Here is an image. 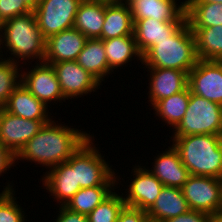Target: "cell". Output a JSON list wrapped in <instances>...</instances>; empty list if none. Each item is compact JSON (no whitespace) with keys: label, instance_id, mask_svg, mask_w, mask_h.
I'll use <instances>...</instances> for the list:
<instances>
[{"label":"cell","instance_id":"1","mask_svg":"<svg viewBox=\"0 0 222 222\" xmlns=\"http://www.w3.org/2000/svg\"><path fill=\"white\" fill-rule=\"evenodd\" d=\"M82 130V131H81ZM72 128L65 123L51 120L44 124L15 155L18 160L37 163L48 170L66 162L91 136L83 129Z\"/></svg>","mask_w":222,"mask_h":222},{"label":"cell","instance_id":"2","mask_svg":"<svg viewBox=\"0 0 222 222\" xmlns=\"http://www.w3.org/2000/svg\"><path fill=\"white\" fill-rule=\"evenodd\" d=\"M5 48V50H4ZM46 38L37 25L33 11L31 13L16 16L4 22L3 33L0 37V57L3 58L9 52L10 60L22 66L34 60L35 63L44 62ZM3 49V50H2ZM16 58V59H15ZM29 60H32L29 62ZM26 61L28 63H26ZM23 63V64H22Z\"/></svg>","mask_w":222,"mask_h":222},{"label":"cell","instance_id":"3","mask_svg":"<svg viewBox=\"0 0 222 222\" xmlns=\"http://www.w3.org/2000/svg\"><path fill=\"white\" fill-rule=\"evenodd\" d=\"M190 175L222 179L221 135L169 136Z\"/></svg>","mask_w":222,"mask_h":222},{"label":"cell","instance_id":"4","mask_svg":"<svg viewBox=\"0 0 222 222\" xmlns=\"http://www.w3.org/2000/svg\"><path fill=\"white\" fill-rule=\"evenodd\" d=\"M195 37L187 20L168 38L142 54L146 68L183 70L189 73L198 61Z\"/></svg>","mask_w":222,"mask_h":222},{"label":"cell","instance_id":"5","mask_svg":"<svg viewBox=\"0 0 222 222\" xmlns=\"http://www.w3.org/2000/svg\"><path fill=\"white\" fill-rule=\"evenodd\" d=\"M94 136H91L79 147V149L66 161L74 170L76 185L80 188L95 186H117V175L112 165L99 152L100 147L94 144Z\"/></svg>","mask_w":222,"mask_h":222},{"label":"cell","instance_id":"6","mask_svg":"<svg viewBox=\"0 0 222 222\" xmlns=\"http://www.w3.org/2000/svg\"><path fill=\"white\" fill-rule=\"evenodd\" d=\"M170 132L172 136L221 135L222 105L190 92L186 113L178 126Z\"/></svg>","mask_w":222,"mask_h":222},{"label":"cell","instance_id":"7","mask_svg":"<svg viewBox=\"0 0 222 222\" xmlns=\"http://www.w3.org/2000/svg\"><path fill=\"white\" fill-rule=\"evenodd\" d=\"M81 2L82 0H41L33 13L43 36L47 39L73 28Z\"/></svg>","mask_w":222,"mask_h":222},{"label":"cell","instance_id":"8","mask_svg":"<svg viewBox=\"0 0 222 222\" xmlns=\"http://www.w3.org/2000/svg\"><path fill=\"white\" fill-rule=\"evenodd\" d=\"M181 189L190 210L210 215L222 210V179L189 175Z\"/></svg>","mask_w":222,"mask_h":222},{"label":"cell","instance_id":"9","mask_svg":"<svg viewBox=\"0 0 222 222\" xmlns=\"http://www.w3.org/2000/svg\"><path fill=\"white\" fill-rule=\"evenodd\" d=\"M34 64L30 70L26 67L27 72L24 69L21 71V83L47 107L52 105V101L55 104L65 102L67 99L62 93L54 67L46 62Z\"/></svg>","mask_w":222,"mask_h":222},{"label":"cell","instance_id":"10","mask_svg":"<svg viewBox=\"0 0 222 222\" xmlns=\"http://www.w3.org/2000/svg\"><path fill=\"white\" fill-rule=\"evenodd\" d=\"M142 165V166H141ZM143 164L138 163V166L132 168L129 185H125L127 189L124 190L126 195L122 193L125 205L136 207L147 211L155 202L159 195L163 184L156 178Z\"/></svg>","mask_w":222,"mask_h":222},{"label":"cell","instance_id":"11","mask_svg":"<svg viewBox=\"0 0 222 222\" xmlns=\"http://www.w3.org/2000/svg\"><path fill=\"white\" fill-rule=\"evenodd\" d=\"M190 92L222 105V61L198 60L188 73Z\"/></svg>","mask_w":222,"mask_h":222},{"label":"cell","instance_id":"12","mask_svg":"<svg viewBox=\"0 0 222 222\" xmlns=\"http://www.w3.org/2000/svg\"><path fill=\"white\" fill-rule=\"evenodd\" d=\"M52 66L67 100L94 93L103 85L76 61H62L53 63Z\"/></svg>","mask_w":222,"mask_h":222},{"label":"cell","instance_id":"13","mask_svg":"<svg viewBox=\"0 0 222 222\" xmlns=\"http://www.w3.org/2000/svg\"><path fill=\"white\" fill-rule=\"evenodd\" d=\"M49 122L25 119L0 108V141L16 155Z\"/></svg>","mask_w":222,"mask_h":222},{"label":"cell","instance_id":"14","mask_svg":"<svg viewBox=\"0 0 222 222\" xmlns=\"http://www.w3.org/2000/svg\"><path fill=\"white\" fill-rule=\"evenodd\" d=\"M148 102L153 107L159 100L170 97L188 87V73L183 70L147 68Z\"/></svg>","mask_w":222,"mask_h":222},{"label":"cell","instance_id":"15","mask_svg":"<svg viewBox=\"0 0 222 222\" xmlns=\"http://www.w3.org/2000/svg\"><path fill=\"white\" fill-rule=\"evenodd\" d=\"M87 37L75 28L61 31L46 39L44 62L76 61L84 48Z\"/></svg>","mask_w":222,"mask_h":222},{"label":"cell","instance_id":"16","mask_svg":"<svg viewBox=\"0 0 222 222\" xmlns=\"http://www.w3.org/2000/svg\"><path fill=\"white\" fill-rule=\"evenodd\" d=\"M42 186L45 187L49 197L57 201L58 206H65L67 202L81 189L76 185L75 170L67 163L62 162L43 173Z\"/></svg>","mask_w":222,"mask_h":222},{"label":"cell","instance_id":"17","mask_svg":"<svg viewBox=\"0 0 222 222\" xmlns=\"http://www.w3.org/2000/svg\"><path fill=\"white\" fill-rule=\"evenodd\" d=\"M179 0H125L133 20L153 18L157 21H186V8Z\"/></svg>","mask_w":222,"mask_h":222},{"label":"cell","instance_id":"18","mask_svg":"<svg viewBox=\"0 0 222 222\" xmlns=\"http://www.w3.org/2000/svg\"><path fill=\"white\" fill-rule=\"evenodd\" d=\"M152 168L147 169L158 178L164 186L182 188L189 177L186 166L182 163L181 158L171 144L162 153L154 156Z\"/></svg>","mask_w":222,"mask_h":222},{"label":"cell","instance_id":"19","mask_svg":"<svg viewBox=\"0 0 222 222\" xmlns=\"http://www.w3.org/2000/svg\"><path fill=\"white\" fill-rule=\"evenodd\" d=\"M3 109L12 115L36 121H51L53 117L50 116L52 114L48 107L30 93L22 83L9 96Z\"/></svg>","mask_w":222,"mask_h":222},{"label":"cell","instance_id":"20","mask_svg":"<svg viewBox=\"0 0 222 222\" xmlns=\"http://www.w3.org/2000/svg\"><path fill=\"white\" fill-rule=\"evenodd\" d=\"M133 35L139 51L143 54L158 41L168 39L185 21H157L153 18L133 20Z\"/></svg>","mask_w":222,"mask_h":222},{"label":"cell","instance_id":"21","mask_svg":"<svg viewBox=\"0 0 222 222\" xmlns=\"http://www.w3.org/2000/svg\"><path fill=\"white\" fill-rule=\"evenodd\" d=\"M189 210L182 189L163 186L154 204L146 212L150 221L164 222Z\"/></svg>","mask_w":222,"mask_h":222},{"label":"cell","instance_id":"22","mask_svg":"<svg viewBox=\"0 0 222 222\" xmlns=\"http://www.w3.org/2000/svg\"><path fill=\"white\" fill-rule=\"evenodd\" d=\"M133 28L132 14L125 1L105 2L104 24L101 30L102 40L133 35Z\"/></svg>","mask_w":222,"mask_h":222},{"label":"cell","instance_id":"23","mask_svg":"<svg viewBox=\"0 0 222 222\" xmlns=\"http://www.w3.org/2000/svg\"><path fill=\"white\" fill-rule=\"evenodd\" d=\"M104 16L105 1L82 0L75 15L73 28L88 39H101Z\"/></svg>","mask_w":222,"mask_h":222},{"label":"cell","instance_id":"24","mask_svg":"<svg viewBox=\"0 0 222 222\" xmlns=\"http://www.w3.org/2000/svg\"><path fill=\"white\" fill-rule=\"evenodd\" d=\"M76 62L101 84L105 82V78H109L110 73L112 74V71L108 67L102 39H87Z\"/></svg>","mask_w":222,"mask_h":222},{"label":"cell","instance_id":"25","mask_svg":"<svg viewBox=\"0 0 222 222\" xmlns=\"http://www.w3.org/2000/svg\"><path fill=\"white\" fill-rule=\"evenodd\" d=\"M105 53L109 69H119L121 66L128 65L130 61H140L142 64V53L139 51L134 35L121 36L103 40Z\"/></svg>","mask_w":222,"mask_h":222},{"label":"cell","instance_id":"26","mask_svg":"<svg viewBox=\"0 0 222 222\" xmlns=\"http://www.w3.org/2000/svg\"><path fill=\"white\" fill-rule=\"evenodd\" d=\"M199 60L222 61V25L191 28Z\"/></svg>","mask_w":222,"mask_h":222},{"label":"cell","instance_id":"27","mask_svg":"<svg viewBox=\"0 0 222 222\" xmlns=\"http://www.w3.org/2000/svg\"><path fill=\"white\" fill-rule=\"evenodd\" d=\"M189 100L190 89L187 87L183 91L159 100L152 108L154 109L156 116L161 118L162 122L168 124L167 126L170 125V130H174L182 121L186 113Z\"/></svg>","mask_w":222,"mask_h":222},{"label":"cell","instance_id":"28","mask_svg":"<svg viewBox=\"0 0 222 222\" xmlns=\"http://www.w3.org/2000/svg\"><path fill=\"white\" fill-rule=\"evenodd\" d=\"M117 174V186H95L91 188H81L65 205L71 211L88 215L106 197L120 186V175ZM120 181V182H119Z\"/></svg>","mask_w":222,"mask_h":222},{"label":"cell","instance_id":"29","mask_svg":"<svg viewBox=\"0 0 222 222\" xmlns=\"http://www.w3.org/2000/svg\"><path fill=\"white\" fill-rule=\"evenodd\" d=\"M190 28H208L222 25V3L192 2L186 7Z\"/></svg>","mask_w":222,"mask_h":222},{"label":"cell","instance_id":"30","mask_svg":"<svg viewBox=\"0 0 222 222\" xmlns=\"http://www.w3.org/2000/svg\"><path fill=\"white\" fill-rule=\"evenodd\" d=\"M22 69L20 64L0 57V108H3L9 96L21 83Z\"/></svg>","mask_w":222,"mask_h":222},{"label":"cell","instance_id":"31","mask_svg":"<svg viewBox=\"0 0 222 222\" xmlns=\"http://www.w3.org/2000/svg\"><path fill=\"white\" fill-rule=\"evenodd\" d=\"M14 183L7 182L2 192H0V222H27L23 207L20 206V202L17 201L14 191ZM12 184V185H11ZM19 202V203H18Z\"/></svg>","mask_w":222,"mask_h":222},{"label":"cell","instance_id":"32","mask_svg":"<svg viewBox=\"0 0 222 222\" xmlns=\"http://www.w3.org/2000/svg\"><path fill=\"white\" fill-rule=\"evenodd\" d=\"M124 205L122 194L114 190L87 215L88 222H116Z\"/></svg>","mask_w":222,"mask_h":222},{"label":"cell","instance_id":"33","mask_svg":"<svg viewBox=\"0 0 222 222\" xmlns=\"http://www.w3.org/2000/svg\"><path fill=\"white\" fill-rule=\"evenodd\" d=\"M31 12L23 0H0V19L3 22Z\"/></svg>","mask_w":222,"mask_h":222},{"label":"cell","instance_id":"34","mask_svg":"<svg viewBox=\"0 0 222 222\" xmlns=\"http://www.w3.org/2000/svg\"><path fill=\"white\" fill-rule=\"evenodd\" d=\"M116 222H150V218L146 211L124 205Z\"/></svg>","mask_w":222,"mask_h":222},{"label":"cell","instance_id":"35","mask_svg":"<svg viewBox=\"0 0 222 222\" xmlns=\"http://www.w3.org/2000/svg\"><path fill=\"white\" fill-rule=\"evenodd\" d=\"M211 215L196 210H189L184 214L169 218L164 222H210Z\"/></svg>","mask_w":222,"mask_h":222},{"label":"cell","instance_id":"36","mask_svg":"<svg viewBox=\"0 0 222 222\" xmlns=\"http://www.w3.org/2000/svg\"><path fill=\"white\" fill-rule=\"evenodd\" d=\"M58 215L53 222H88L87 215L71 211L65 206H59Z\"/></svg>","mask_w":222,"mask_h":222},{"label":"cell","instance_id":"37","mask_svg":"<svg viewBox=\"0 0 222 222\" xmlns=\"http://www.w3.org/2000/svg\"><path fill=\"white\" fill-rule=\"evenodd\" d=\"M15 155L0 141V176L15 167Z\"/></svg>","mask_w":222,"mask_h":222},{"label":"cell","instance_id":"38","mask_svg":"<svg viewBox=\"0 0 222 222\" xmlns=\"http://www.w3.org/2000/svg\"><path fill=\"white\" fill-rule=\"evenodd\" d=\"M23 1L33 11L38 6L41 0H23Z\"/></svg>","mask_w":222,"mask_h":222},{"label":"cell","instance_id":"39","mask_svg":"<svg viewBox=\"0 0 222 222\" xmlns=\"http://www.w3.org/2000/svg\"><path fill=\"white\" fill-rule=\"evenodd\" d=\"M210 222H222V210L216 214L211 215Z\"/></svg>","mask_w":222,"mask_h":222},{"label":"cell","instance_id":"40","mask_svg":"<svg viewBox=\"0 0 222 222\" xmlns=\"http://www.w3.org/2000/svg\"><path fill=\"white\" fill-rule=\"evenodd\" d=\"M193 2L222 3V0H195Z\"/></svg>","mask_w":222,"mask_h":222},{"label":"cell","instance_id":"41","mask_svg":"<svg viewBox=\"0 0 222 222\" xmlns=\"http://www.w3.org/2000/svg\"><path fill=\"white\" fill-rule=\"evenodd\" d=\"M193 1L195 0H184L183 2H180L179 4L183 5L185 8L188 7Z\"/></svg>","mask_w":222,"mask_h":222},{"label":"cell","instance_id":"42","mask_svg":"<svg viewBox=\"0 0 222 222\" xmlns=\"http://www.w3.org/2000/svg\"><path fill=\"white\" fill-rule=\"evenodd\" d=\"M4 22L0 19V37L3 33Z\"/></svg>","mask_w":222,"mask_h":222},{"label":"cell","instance_id":"43","mask_svg":"<svg viewBox=\"0 0 222 222\" xmlns=\"http://www.w3.org/2000/svg\"><path fill=\"white\" fill-rule=\"evenodd\" d=\"M95 1L116 2V0H95Z\"/></svg>","mask_w":222,"mask_h":222}]
</instances>
